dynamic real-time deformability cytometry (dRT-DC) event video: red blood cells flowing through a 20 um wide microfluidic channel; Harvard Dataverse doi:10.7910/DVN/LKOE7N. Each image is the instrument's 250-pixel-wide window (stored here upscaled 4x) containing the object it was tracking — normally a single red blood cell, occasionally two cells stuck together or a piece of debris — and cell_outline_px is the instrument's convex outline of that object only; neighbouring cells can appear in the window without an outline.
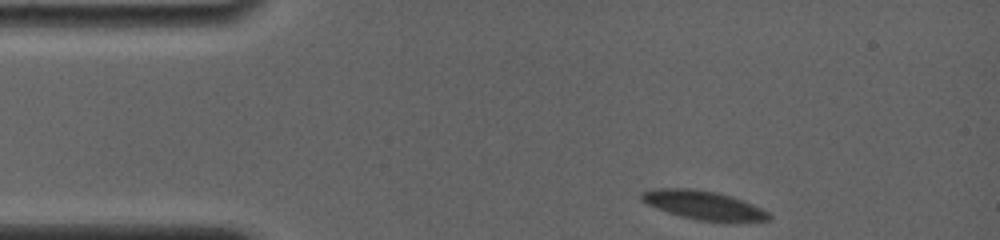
{"species": "common noctule bat (a hibernating species)", "species_latin": "Nyctalus noctula", "temperature_condition": "room temperature", "stored_images_in_passage": 64, "camera_frame_rate_fps": 4000, "um_per_image_px": 0.085, "animal": {"sex": "female", "body_mass_g": 19.0, "forearm_length_mm": 56.7}, "frame": {"image": 1, "passage_image": 1, "time_ms": 0.0, "image_size_px": [1000, 240], "cell_outline_px": [[772, 216], [768, 220], [732, 224], [700, 220], [680, 216], [668, 212], [648, 204], [640, 200], [640, 192], [656, 188], [692, 188], [716, 192], [744, 200], [768, 212]], "centroid_in_image_um": [59.85, 17.46], "position_along_channel_um": 25.2, "area_um2": 21.79}}
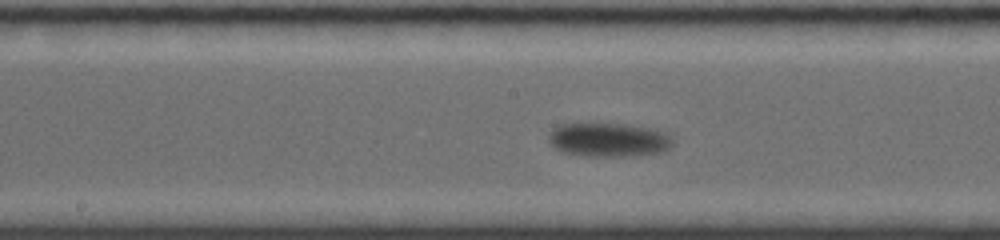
{"frame": {"image": 2, "passage_image": 28, "time_ms": 6.75, "image_size_px": [1000, 240], "cell_outline_px": [[672, 144], [668, 148], [660, 152], [620, 156], [588, 156], [564, 152], [556, 148], [548, 140], [548, 132], [552, 128], [560, 124], [624, 124], [664, 132], [672, 136]], "centroid_in_image_um": [51.67, 11.88], "position_along_channel_um": 196.5, "area_um2": 24.04}}
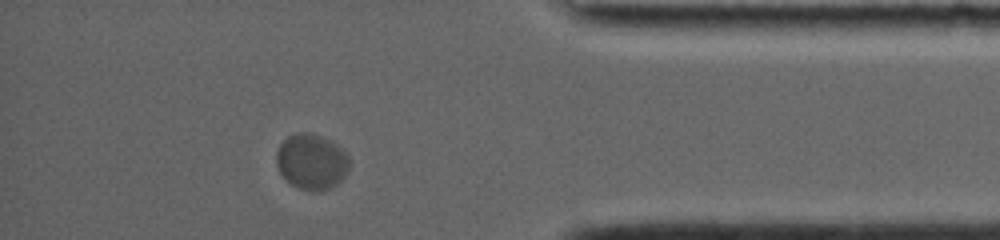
{"frame": {"image": 3, "passage_image": 55, "time_ms": 13.5, "image_size_px": [1000, 240], "cell_outline_px": [[348, 172], [336, 184], [328, 188], [316, 192], [296, 188], [280, 172], [276, 164], [276, 152], [280, 144], [288, 136], [300, 132], [304, 132], [324, 136], [332, 140], [348, 156]], "centroid_in_image_um": [26.47, 13.73], "position_along_channel_um": 408.7, "area_um2": 23.52}, "authors_computed_cell_mechanics": {"area_um2": 23.5246, "velocity_mm_per_s": 3.3946, "shape_relaxation_time_tau1_ms": 1.3586, "shape_relaxation_time_tau2_ms": null, "deformation_change_tau1": 0.04, "deformation_change_tau2": null}}